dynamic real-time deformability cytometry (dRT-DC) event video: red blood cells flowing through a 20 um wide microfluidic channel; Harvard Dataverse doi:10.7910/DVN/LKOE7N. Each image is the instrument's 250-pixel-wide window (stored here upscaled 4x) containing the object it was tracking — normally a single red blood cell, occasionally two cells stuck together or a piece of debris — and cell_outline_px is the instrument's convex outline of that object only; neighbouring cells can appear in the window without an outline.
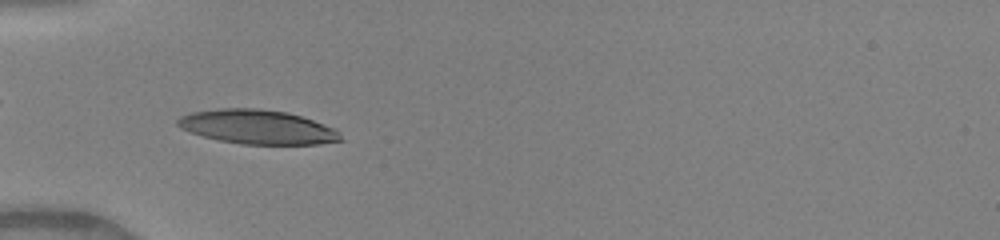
{"species": "human", "species_latin": "Homo sapiens", "temperature_condition": "warm", "stored_images_in_passage": 50, "camera_frame_rate_fps": 3000, "um_per_image_px": 0.085, "donor": {"sex": "female"}, "frame": {"image": 1, "passage_image": 17, "time_ms": 5.333, "image_size_px": [1000, 240], "cell_outline_px": [[344, 140], [320, 144], [240, 144], [220, 140], [204, 136], [180, 128], [176, 124], [176, 120], [180, 116], [192, 112], [220, 108], [256, 108], [288, 112], [336, 128], [340, 132]], "centroid_in_image_um": [21.91, 10.79], "position_along_channel_um": 63.1, "area_um2": 32.48}}
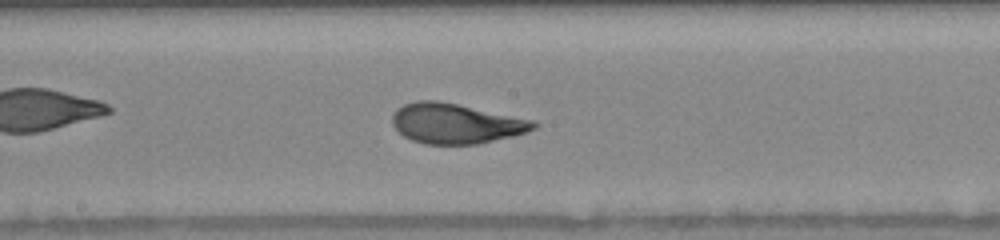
{"frame": {"image": 2, "passage_image": 28, "time_ms": 9.0, "image_size_px": [1000, 240], "cell_outline_px": [[540, 124], [536, 128], [512, 136], [476, 144], [424, 144], [412, 140], [404, 136], [392, 124], [392, 116], [396, 108], [404, 104], [416, 100], [440, 100], [532, 120]], "centroid_in_image_um": [38.71, 10.48], "position_along_channel_um": 209.5, "area_um2": 32.89}}
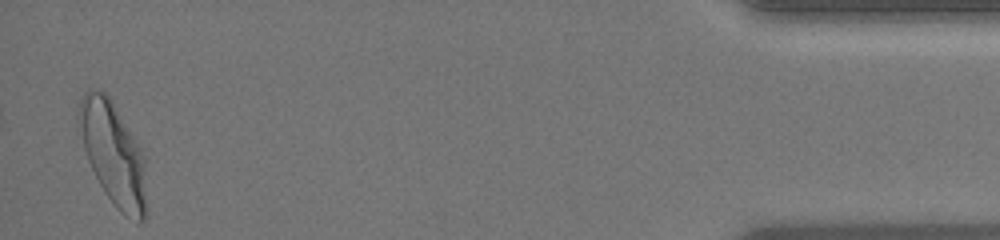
{"frame": {"image": 3, "passage_image": 49, "time_ms": 16.0, "image_size_px": [1000, 240], "cell_outline_px": [[148, 212], [144, 220], [140, 224], [120, 212], [116, 208], [100, 184], [88, 160], [84, 148], [76, 116], [80, 100], [84, 92], [92, 88], [104, 92], [112, 100], [136, 140], [144, 156]], "centroid_in_image_um": [9.64, 13.09], "position_along_channel_um": 425.6, "area_um2": 40.75}, "authors_computed_cell_mechanics": {"area_um2": 32.4836, "velocity_mm_per_s": 4.1233, "shape_relaxation_time_tau1_ms": 3.9315, "shape_relaxation_time_tau2_ms": null, "deformation_change_tau1": 0.2018, "deformation_change_tau2": null}}